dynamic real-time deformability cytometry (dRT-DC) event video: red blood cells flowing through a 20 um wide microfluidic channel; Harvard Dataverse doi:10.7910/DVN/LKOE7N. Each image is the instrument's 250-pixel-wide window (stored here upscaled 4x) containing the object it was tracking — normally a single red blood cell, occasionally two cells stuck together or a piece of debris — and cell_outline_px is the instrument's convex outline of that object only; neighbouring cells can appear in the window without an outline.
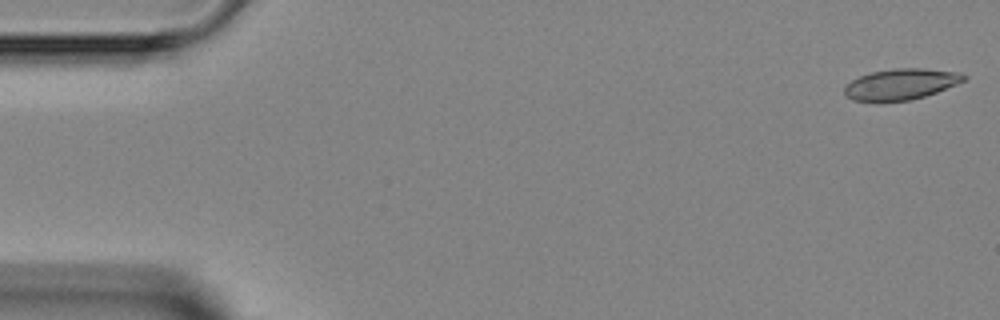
{"species": "Egyptian fruit bat (a non-hibernating species)", "species_latin": "Rousettus aegyptiacus", "temperature_condition": "room temperature", "stored_images_in_passage": 3, "camera_frame_rate_fps": 3000, "um_per_image_px": 0.085, "animal": {"sex": "female"}, "frame": {"image": 1, "passage_image": 1, "time_ms": 0.0, "image_size_px": [1000, 320], "cell_outline_px": [[968, 76], [964, 80], [956, 84], [936, 92], [912, 100], [880, 104], [852, 100], [844, 92], [844, 88], [852, 80], [860, 76], [872, 72], [896, 68], [924, 68], [960, 72]], "centroid_in_image_um": [76.55, 7.19], "position_along_channel_um": 8.4, "area_um2": 21.96}}
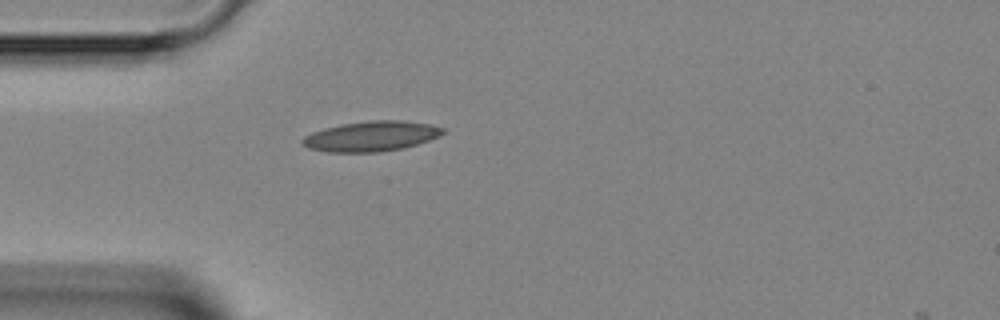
{"frame": {"image": 2, "passage_image": 3, "time_ms": 4.0, "image_size_px": [1000, 320], "cell_outline_px": [[444, 132], [440, 136], [404, 148], [380, 152], [328, 152], [308, 148], [300, 144], [300, 140], [304, 136], [312, 132], [324, 128], [340, 124], [368, 120], [404, 120], [432, 124], [444, 128]], "centroid_in_image_um": [31.53, 11.57], "position_along_channel_um": 53.5, "area_um2": 24.97}}